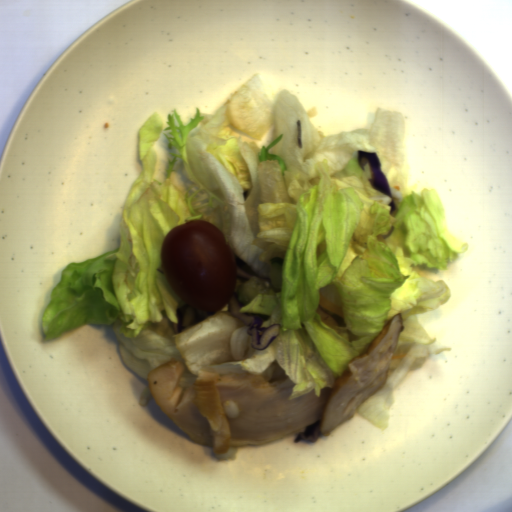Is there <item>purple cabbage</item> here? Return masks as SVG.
I'll list each match as a JSON object with an SVG mask.
<instances>
[{
	"label": "purple cabbage",
	"instance_id": "obj_1",
	"mask_svg": "<svg viewBox=\"0 0 512 512\" xmlns=\"http://www.w3.org/2000/svg\"><path fill=\"white\" fill-rule=\"evenodd\" d=\"M231 314L239 317L242 323L247 326L246 333L251 336V345L253 349L264 350L270 343L278 337L281 327L280 324H274L270 327H261L263 320L257 315H248L240 312L245 306L243 302H239L236 293H233L228 300Z\"/></svg>",
	"mask_w": 512,
	"mask_h": 512
},
{
	"label": "purple cabbage",
	"instance_id": "obj_2",
	"mask_svg": "<svg viewBox=\"0 0 512 512\" xmlns=\"http://www.w3.org/2000/svg\"><path fill=\"white\" fill-rule=\"evenodd\" d=\"M357 161L361 169H364L365 164H369L373 177L368 178V182L372 188L391 198V201L388 203L390 206L389 214L393 215L397 210V205L391 193L388 179L381 170V163L378 154L360 149L357 150Z\"/></svg>",
	"mask_w": 512,
	"mask_h": 512
},
{
	"label": "purple cabbage",
	"instance_id": "obj_3",
	"mask_svg": "<svg viewBox=\"0 0 512 512\" xmlns=\"http://www.w3.org/2000/svg\"><path fill=\"white\" fill-rule=\"evenodd\" d=\"M235 269H236V278H240L243 280H249L251 277H256L261 281H265L268 283H272L271 279L268 277H260L252 267H250L247 263H245L241 258L233 253Z\"/></svg>",
	"mask_w": 512,
	"mask_h": 512
},
{
	"label": "purple cabbage",
	"instance_id": "obj_4",
	"mask_svg": "<svg viewBox=\"0 0 512 512\" xmlns=\"http://www.w3.org/2000/svg\"><path fill=\"white\" fill-rule=\"evenodd\" d=\"M321 421L322 417L320 416L315 422L310 425H307L305 431H300V434L294 440L295 444L299 442L301 439L305 441L315 442L319 437L321 431Z\"/></svg>",
	"mask_w": 512,
	"mask_h": 512
},
{
	"label": "purple cabbage",
	"instance_id": "obj_5",
	"mask_svg": "<svg viewBox=\"0 0 512 512\" xmlns=\"http://www.w3.org/2000/svg\"><path fill=\"white\" fill-rule=\"evenodd\" d=\"M176 317H178V323L173 322L175 335L180 334L185 329V326H183L184 315H183L182 311L178 310L177 308H176Z\"/></svg>",
	"mask_w": 512,
	"mask_h": 512
}]
</instances>
